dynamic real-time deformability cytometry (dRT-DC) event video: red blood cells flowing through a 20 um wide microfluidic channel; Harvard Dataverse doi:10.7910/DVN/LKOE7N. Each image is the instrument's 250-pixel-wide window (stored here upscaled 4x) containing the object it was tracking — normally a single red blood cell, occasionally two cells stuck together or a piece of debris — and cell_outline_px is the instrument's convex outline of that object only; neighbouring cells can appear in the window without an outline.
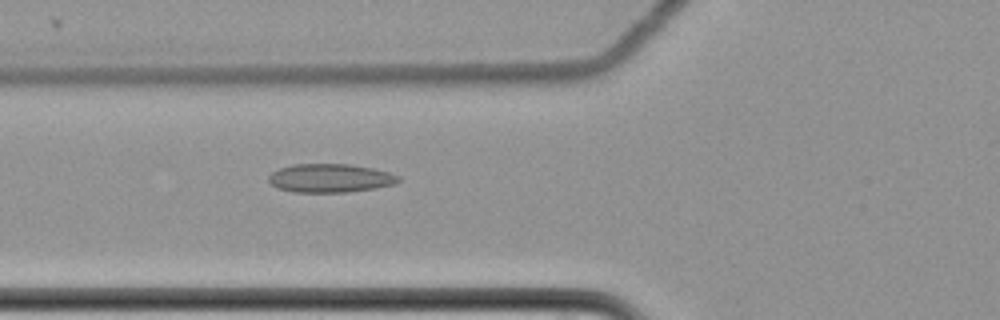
{"species": "common noctule bat (a hibernating species)", "species_latin": "Nyctalus noctula", "temperature_condition": "cold", "stored_images_in_passage": 60, "camera_frame_rate_fps": 3000, "um_per_image_px": 0.085, "animal": {"sex": "female", "body_mass_g": 22.7, "forearm_length_mm": 54.2}, "frame": {"image": 1, "passage_image": 24, "time_ms": 7.667, "image_size_px": [1000, 320], "cell_outline_px": [[400, 180], [396, 184], [376, 188], [348, 192], [292, 192], [276, 188], [268, 180], [268, 176], [272, 172], [280, 168], [292, 164], [348, 164], [372, 168], [388, 172], [400, 176]], "centroid_in_image_um": [28.06, 15.14], "position_along_channel_um": 97.7, "area_um2": 21.73}}
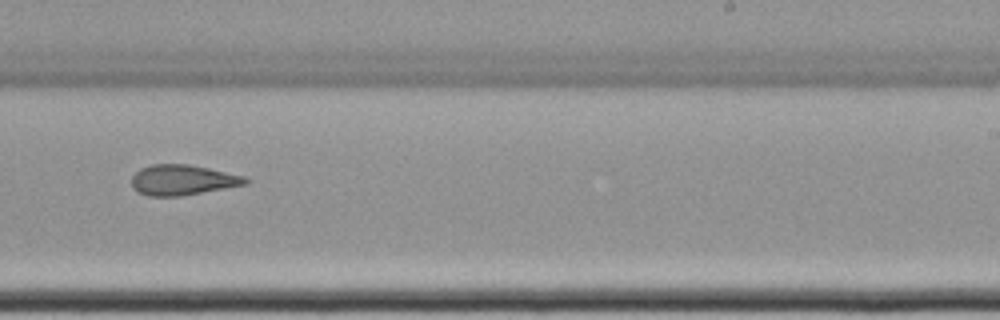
{"frame": {"image": 2, "passage_image": 39, "time_ms": 12.667, "image_size_px": [1000, 320], "cell_outline_px": [[248, 184], [180, 196], [148, 196], [136, 192], [132, 188], [132, 176], [140, 168], [152, 164], [188, 164], [208, 168], [244, 176], [248, 180]], "centroid_in_image_um": [15.48, 15.3], "position_along_channel_um": 273.5, "area_um2": 20.11}}
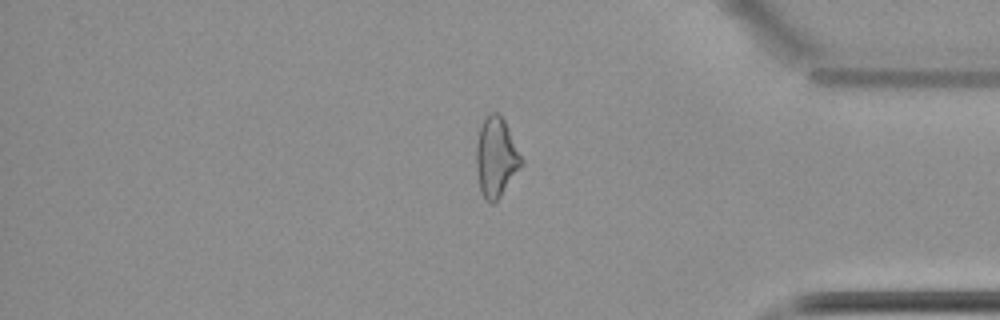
{"frame": {"image": 3, "passage_image": 51, "time_ms": 16.667, "image_size_px": [1000, 320], "cell_outline_px": [[524, 164], [500, 196], [492, 204], [484, 200], [480, 192], [476, 168], [476, 144], [480, 128], [488, 112], [496, 112], [504, 120], [524, 160]], "centroid_in_image_um": [42.17, 13.39], "position_along_channel_um": 393.0, "area_um2": 21.04}, "authors_computed_cell_mechanics": {"area_um2": 21.8484, "velocity_mm_per_s": 3.5077, "shape_relaxation_time_tau1_ms": null, "shape_relaxation_time_tau2_ms": 4.7737, "deformation_change_tau1": null, "deformation_change_tau2": 0.1469}}